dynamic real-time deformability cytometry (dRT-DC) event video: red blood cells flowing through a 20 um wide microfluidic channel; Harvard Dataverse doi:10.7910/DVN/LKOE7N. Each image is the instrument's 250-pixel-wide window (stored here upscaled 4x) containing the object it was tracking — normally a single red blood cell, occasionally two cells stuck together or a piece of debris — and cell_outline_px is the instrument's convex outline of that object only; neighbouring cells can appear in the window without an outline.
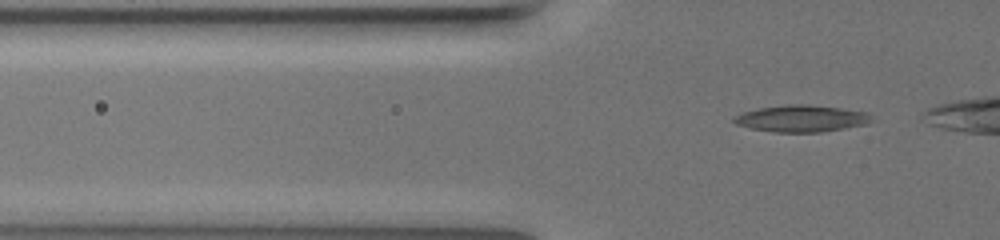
{"species": "common noctule bat (a hibernating species)", "species_latin": "Nyctalus noctula", "temperature_condition": "warm", "stored_images_in_passage": 39, "camera_frame_rate_fps": 3000, "um_per_image_px": 0.085, "animal": {"sex": "female", "body_mass_g": 19.5, "forearm_length_mm": 54.1}, "frame": {"image": 1, "passage_image": 4, "time_ms": 1.0, "image_size_px": [1000, 240], "cell_outline_px": [[868, 120], [864, 124], [844, 128], [820, 132], [772, 132], [752, 128], [736, 124], [732, 120], [736, 116], [744, 112], [760, 108], [792, 104], [804, 104], [836, 108], [864, 112], [868, 116]], "centroid_in_image_um": [68.03, 10.08], "position_along_channel_um": 57.8, "area_um2": 20.63}}
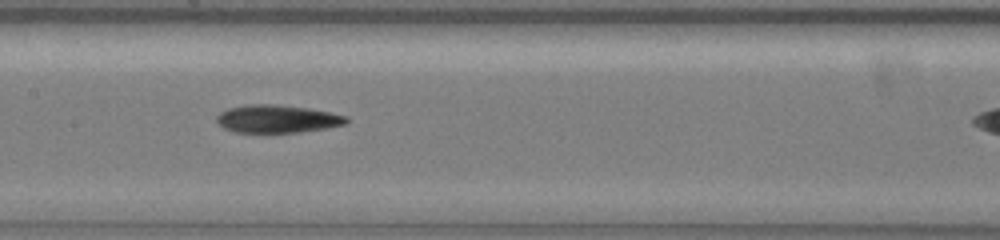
{"frame": {"image": 2, "passage_image": 17, "time_ms": 5.333, "image_size_px": [1000, 240], "cell_outline_px": [[348, 120], [344, 124], [324, 128], [296, 132], [236, 132], [224, 128], [216, 120], [216, 116], [220, 112], [228, 108], [248, 104], [272, 104], [308, 108], [348, 116]], "centroid_in_image_um": [23.53, 10.09], "position_along_channel_um": 183.9, "area_um2": 20.75}}
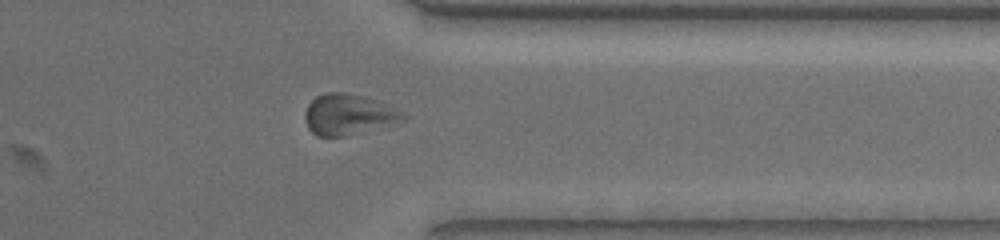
{"frame": {"image": 3, "passage_image": 35, "time_ms": 11.333, "image_size_px": [1000, 240], "cell_outline_px": [[408, 116], [404, 120], [344, 136], [316, 136], [308, 128], [304, 116], [308, 104], [316, 96], [328, 92], [344, 92], [364, 96], [376, 100]], "centroid_in_image_um": [29.55, 9.72], "position_along_channel_um": 381.9, "area_um2": 22.77}}